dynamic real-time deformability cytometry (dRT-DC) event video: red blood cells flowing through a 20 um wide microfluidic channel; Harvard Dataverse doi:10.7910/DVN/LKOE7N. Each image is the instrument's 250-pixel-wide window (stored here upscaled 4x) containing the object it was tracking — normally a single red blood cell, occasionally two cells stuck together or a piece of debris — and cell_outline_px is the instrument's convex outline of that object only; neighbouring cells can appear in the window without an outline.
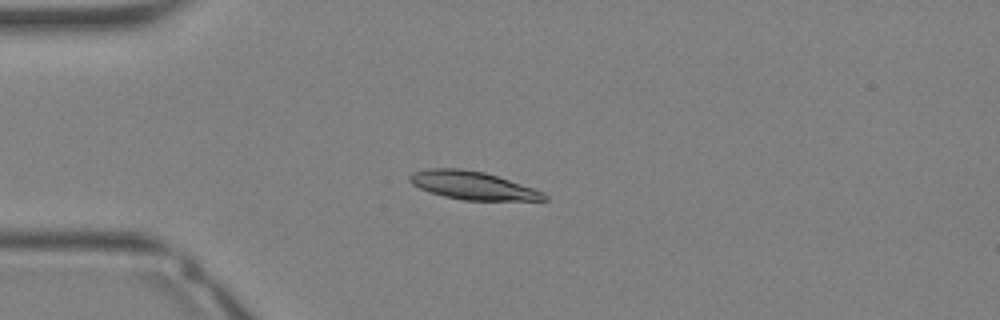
{"species": "Egyptian fruit bat (a non-hibernating species)", "species_latin": "Rousettus aegyptiacus", "temperature_condition": "warm", "stored_images_in_passage": 34, "camera_frame_rate_fps": 3000, "um_per_image_px": 0.085, "animal": {"sex": "female"}, "frame": {"image": 1, "passage_image": 9, "time_ms": 2.667, "image_size_px": [1000, 320], "cell_outline_px": [[548, 200], [464, 200], [444, 196], [428, 192], [412, 184], [408, 180], [408, 176], [412, 172], [428, 168], [460, 168], [484, 172], [544, 192], [548, 196]], "centroid_in_image_um": [40.12, 15.76], "position_along_channel_um": 44.9, "area_um2": 21.91}}
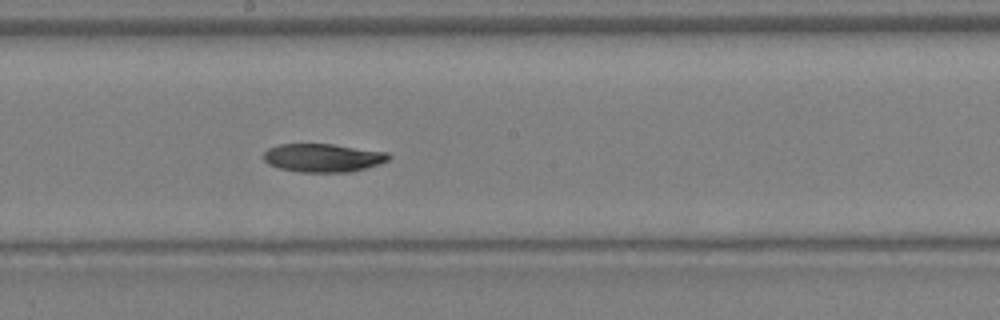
{"frame": {"image": 2, "passage_image": 19, "time_ms": 6.0, "image_size_px": [1000, 320], "cell_outline_px": [[392, 156], [388, 160], [380, 164], [348, 172], [300, 172], [280, 168], [268, 164], [264, 160], [264, 152], [268, 148], [280, 144], [332, 144], [388, 152]], "centroid_in_image_um": [27.46, 13.41], "position_along_channel_um": 220.7, "area_um2": 20.63}}
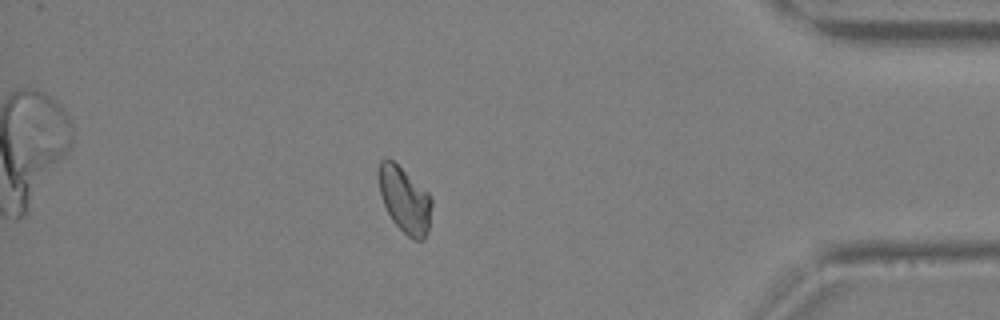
{"frame": {"image": 3, "passage_image": 30, "time_ms": 9.667, "image_size_px": [1000, 320], "cell_outline_px": [[432, 204], [428, 228], [424, 240], [416, 240], [408, 236], [392, 220], [384, 204], [380, 192], [380, 160], [384, 156], [392, 160], [428, 192], [432, 196]], "centroid_in_image_um": [34.42, 16.99], "position_along_channel_um": 400.8, "area_um2": 19.88}}